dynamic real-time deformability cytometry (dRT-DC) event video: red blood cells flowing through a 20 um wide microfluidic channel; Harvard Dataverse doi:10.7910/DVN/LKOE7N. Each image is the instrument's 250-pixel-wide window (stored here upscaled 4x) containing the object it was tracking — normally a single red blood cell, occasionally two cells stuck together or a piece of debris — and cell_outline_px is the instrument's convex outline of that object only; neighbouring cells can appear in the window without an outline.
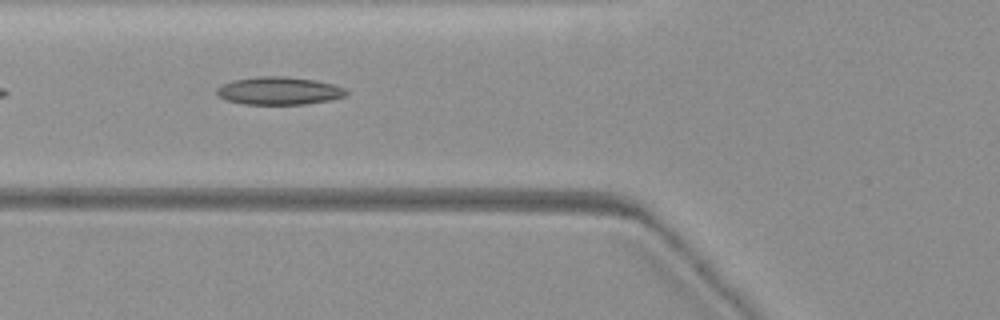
{"species": "common noctule bat (a hibernating species)", "species_latin": "Nyctalus noctula", "temperature_condition": "warm", "stored_images_in_passage": 17, "camera_frame_rate_fps": 3000, "um_per_image_px": 0.085, "animal": {"sex": "female", "body_mass_g": 19.3, "forearm_length_mm": 54.1}, "frame": {"image": 1, "passage_image": 7, "time_ms": 2.0, "image_size_px": [1000, 320], "cell_outline_px": [[348, 92], [344, 96], [328, 100], [304, 104], [240, 104], [224, 100], [216, 92], [220, 88], [228, 84], [240, 80], [312, 80], [328, 84], [340, 88]], "centroid_in_image_um": [23.73, 7.82], "position_along_channel_um": 102.1, "area_um2": 18.73}}